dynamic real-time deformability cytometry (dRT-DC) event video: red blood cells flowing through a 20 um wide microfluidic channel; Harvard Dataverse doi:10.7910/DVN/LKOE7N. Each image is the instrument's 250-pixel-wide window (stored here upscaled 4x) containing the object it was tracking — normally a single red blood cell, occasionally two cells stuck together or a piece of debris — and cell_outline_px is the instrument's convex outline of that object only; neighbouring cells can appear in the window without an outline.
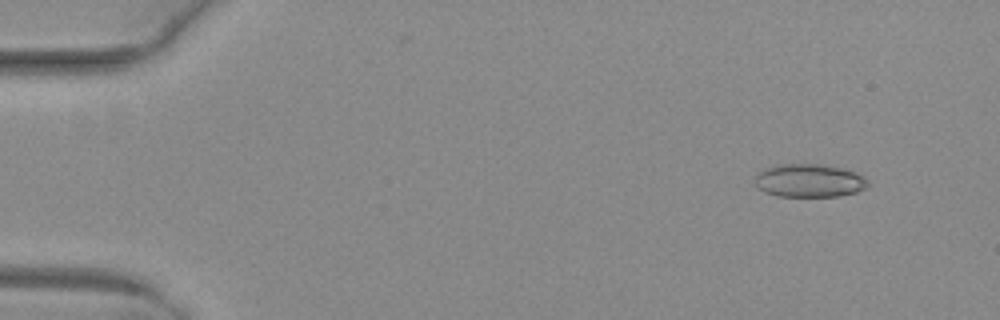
{"species": "common noctule bat (a hibernating species)", "species_latin": "Nyctalus noctula", "temperature_condition": "warm", "stored_images_in_passage": 50, "camera_frame_rate_fps": 3000, "um_per_image_px": 0.085, "animal": {"sex": "female", "body_mass_g": 29.2, "forearm_length_mm": 56.3}, "frame": {"image": 1, "passage_image": 4, "time_ms": 1.0, "image_size_px": [1000, 320], "cell_outline_px": [[868, 188], [856, 192], [840, 196], [776, 196], [764, 192], [756, 184], [756, 176], [764, 168], [776, 164], [824, 164], [856, 172], [864, 176], [868, 180]], "centroid_in_image_um": [68.82, 15.35], "position_along_channel_um": 16.2, "area_um2": 21.96}}
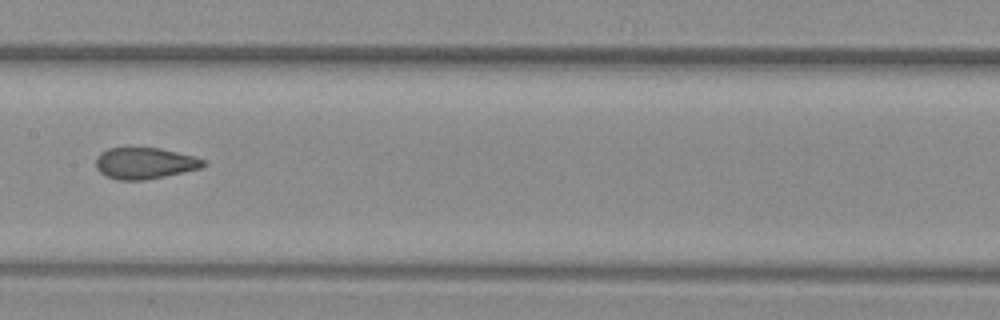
{"frame": {"image": 2, "passage_image": 26, "time_ms": 8.333, "image_size_px": [1000, 320], "cell_outline_px": [[208, 164], [200, 168], [164, 176], [144, 180], [116, 180], [100, 172], [96, 168], [96, 160], [100, 152], [108, 148], [160, 148], [192, 156], [204, 160]], "centroid_in_image_um": [12.28, 13.87], "position_along_channel_um": 195.1, "area_um2": 19.42}}
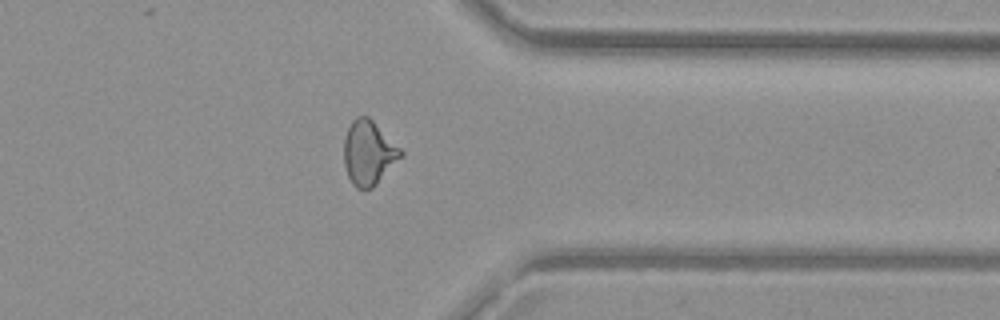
{"frame": {"image": 3, "passage_image": 40, "time_ms": 13.0, "image_size_px": [1000, 320], "cell_outline_px": [[404, 152], [376, 184], [372, 188], [364, 192], [356, 188], [352, 184], [348, 176], [344, 164], [344, 136], [352, 120], [356, 116], [368, 116]], "centroid_in_image_um": [31.29, 13.01], "position_along_channel_um": 380.1, "area_um2": 21.1}, "authors_computed_cell_mechanics": {"area_um2": 20.8947, "velocity_mm_per_s": 4.0946, "shape_relaxation_time_tau1_ms": null, "shape_relaxation_time_tau2_ms": 1.0777, "deformation_change_tau1": null, "deformation_change_tau2": 0.071}}